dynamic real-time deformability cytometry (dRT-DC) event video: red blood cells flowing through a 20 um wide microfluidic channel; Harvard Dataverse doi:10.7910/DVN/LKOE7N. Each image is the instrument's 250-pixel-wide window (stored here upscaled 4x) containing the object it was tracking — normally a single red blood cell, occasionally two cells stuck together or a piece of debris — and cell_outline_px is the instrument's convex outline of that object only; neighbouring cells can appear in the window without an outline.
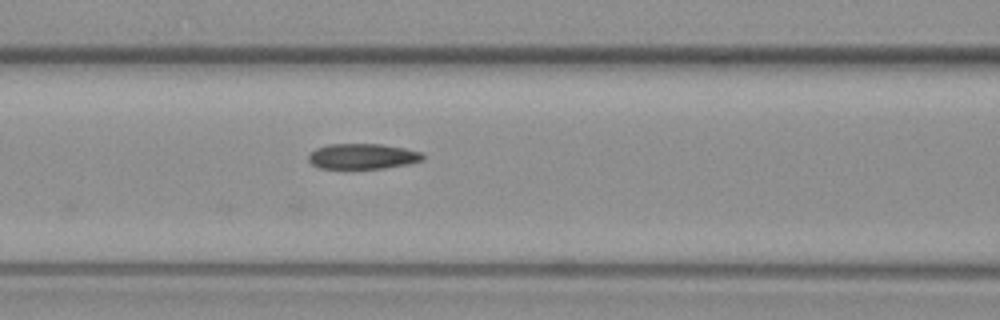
{"species": "common noctule bat (a hibernating species)", "species_latin": "Nyctalus noctula", "temperature_condition": "warm", "stored_images_in_passage": 3, "camera_frame_rate_fps": 3000, "um_per_image_px": 0.085, "animal": {"sex": "female", "body_mass_g": 19.3, "forearm_length_mm": 54.1}, "frame": {"image": 1, "passage_image": 3, "time_ms": 2.667, "image_size_px": [1000, 320], "cell_outline_px": [[424, 160], [408, 164], [384, 168], [320, 168], [312, 164], [308, 160], [308, 156], [316, 148], [328, 144], [380, 144], [404, 148], [424, 152]], "centroid_in_image_um": [30.85, 13.28], "position_along_channel_um": 135.7, "area_um2": 16.94}}